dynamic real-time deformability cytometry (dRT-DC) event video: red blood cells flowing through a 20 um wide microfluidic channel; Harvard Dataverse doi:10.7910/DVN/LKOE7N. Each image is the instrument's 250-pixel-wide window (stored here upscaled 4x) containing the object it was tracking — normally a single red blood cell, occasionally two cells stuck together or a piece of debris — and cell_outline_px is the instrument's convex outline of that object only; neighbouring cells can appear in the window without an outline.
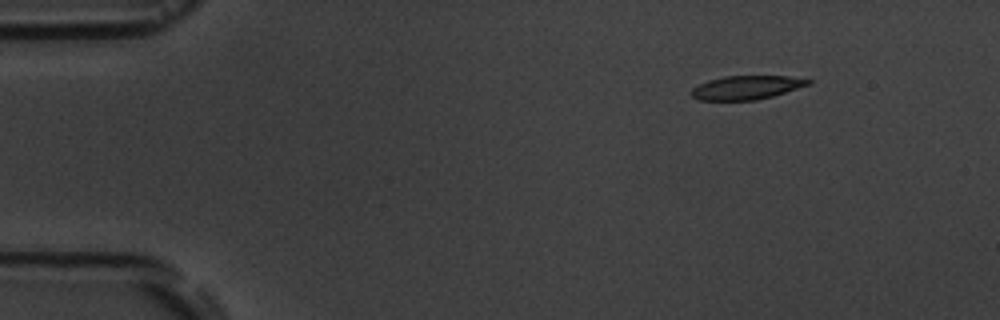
{"species": "common noctule bat (a hibernating species)", "species_latin": "Nyctalus noctula", "temperature_condition": "room temperature", "stored_images_in_passage": 3, "camera_frame_rate_fps": 3000, "um_per_image_px": 0.085, "animal": {"sex": "male", "body_mass_g": 19.5, "forearm_length_mm": 54.6}, "frame": {"image": 1, "passage_image": 1, "time_ms": 0.0, "image_size_px": [1000, 320], "cell_outline_px": [[812, 84], [772, 96], [756, 100], [700, 100], [692, 96], [688, 92], [692, 88], [708, 80], [724, 76], [788, 76], [812, 80]], "centroid_in_image_um": [63.44, 7.44], "position_along_channel_um": 21.6, "area_um2": 16.18}}
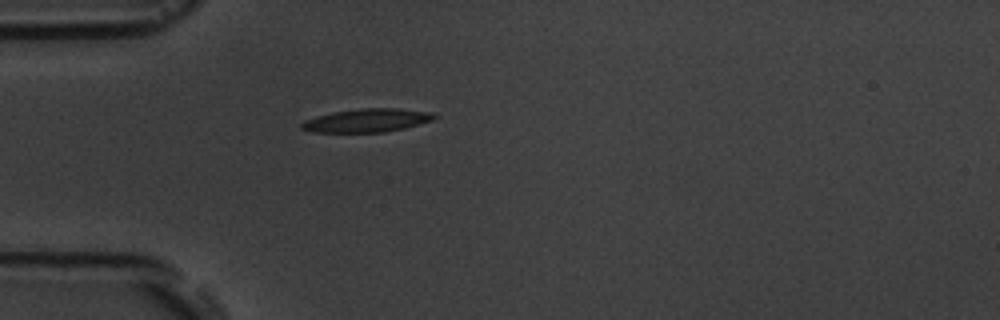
{"frame": {"image": 2, "passage_image": 3, "time_ms": 3.0, "image_size_px": [1000, 320], "cell_outline_px": [[440, 116], [432, 120], [404, 128], [384, 132], [312, 132], [300, 128], [300, 124], [304, 120], [316, 116], [332, 112], [364, 108], [396, 108], [432, 112]], "centroid_in_image_um": [31.19, 10.23], "position_along_channel_um": 53.8, "area_um2": 18.09}}